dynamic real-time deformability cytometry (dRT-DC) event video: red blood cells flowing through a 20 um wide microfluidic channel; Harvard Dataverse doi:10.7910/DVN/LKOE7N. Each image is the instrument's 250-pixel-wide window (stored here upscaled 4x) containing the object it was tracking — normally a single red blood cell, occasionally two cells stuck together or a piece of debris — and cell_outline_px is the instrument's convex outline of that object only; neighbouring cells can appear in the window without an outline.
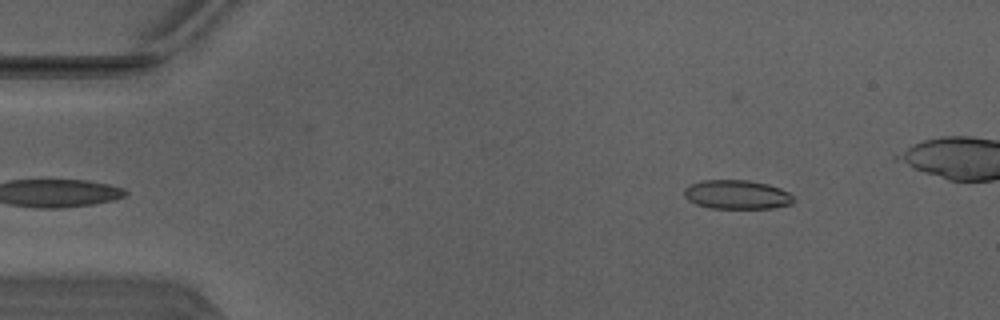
{"species": "Egyptian fruit bat (a non-hibernating species)", "species_latin": "Rousettus aegyptiacus", "temperature_condition": "warm", "stored_images_in_passage": 40, "camera_frame_rate_fps": 3000, "um_per_image_px": 0.085, "animal": {"sex": "male"}, "frame": {"image": 1, "passage_image": 2, "time_ms": 0.333, "image_size_px": [1000, 320], "cell_outline_px": [[792, 204], [772, 208], [708, 208], [696, 204], [688, 200], [684, 196], [684, 188], [688, 184], [700, 180], [748, 180], [768, 184], [780, 188], [788, 192], [792, 196]], "centroid_in_image_um": [62.58, 16.53], "position_along_channel_um": 22.4, "area_um2": 18.61}}
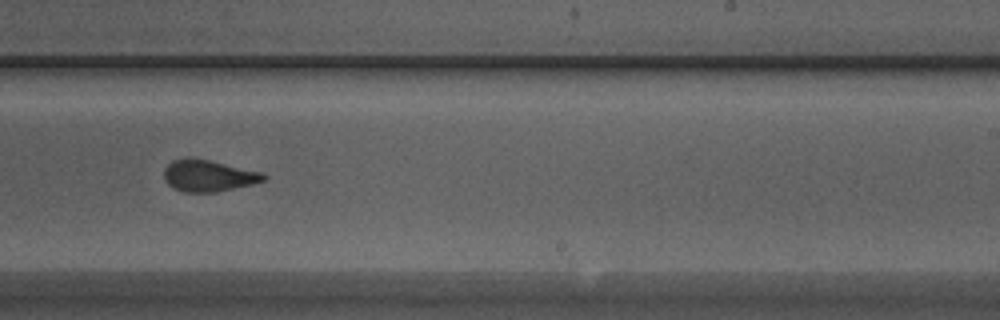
{"frame": {"image": 2, "passage_image": 26, "time_ms": 8.333, "image_size_px": [1000, 320], "cell_outline_px": [[268, 176], [264, 180], [252, 184], [216, 192], [184, 192], [172, 188], [164, 180], [164, 168], [172, 160], [184, 156], [208, 160], [264, 172]], "centroid_in_image_um": [17.69, 14.92], "position_along_channel_um": 271.3, "area_um2": 18.55}}
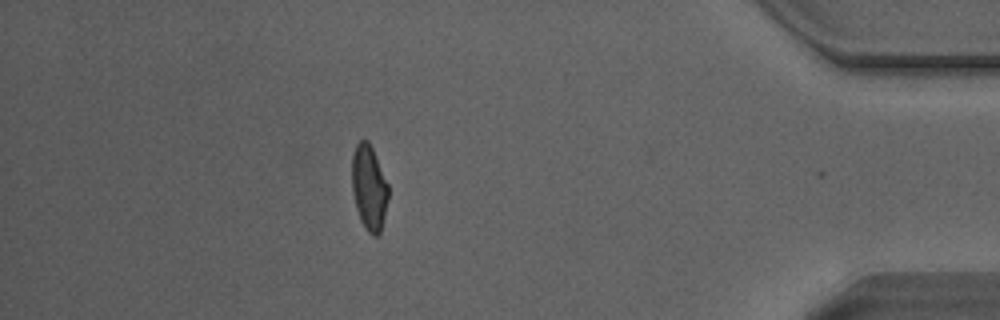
{"frame": {"image": 3, "passage_image": 39, "time_ms": 12.667, "image_size_px": [1000, 320], "cell_outline_px": [[388, 200], [380, 232], [376, 236], [372, 236], [364, 228], [360, 220], [356, 208], [352, 188], [352, 156], [356, 144], [360, 140], [368, 140], [372, 148], [388, 184]], "centroid_in_image_um": [31.36, 15.96], "position_along_channel_um": 403.8, "area_um2": 17.98}, "authors_computed_cell_mechanics": {"area_um2": 18.6405, "velocity_mm_per_s": 4.1445, "shape_relaxation_time_tau1_ms": 4.2411, "shape_relaxation_time_tau2_ms": 1.0858, "deformation_change_tau1": 0.1806, "deformation_change_tau2": 0.0951}}